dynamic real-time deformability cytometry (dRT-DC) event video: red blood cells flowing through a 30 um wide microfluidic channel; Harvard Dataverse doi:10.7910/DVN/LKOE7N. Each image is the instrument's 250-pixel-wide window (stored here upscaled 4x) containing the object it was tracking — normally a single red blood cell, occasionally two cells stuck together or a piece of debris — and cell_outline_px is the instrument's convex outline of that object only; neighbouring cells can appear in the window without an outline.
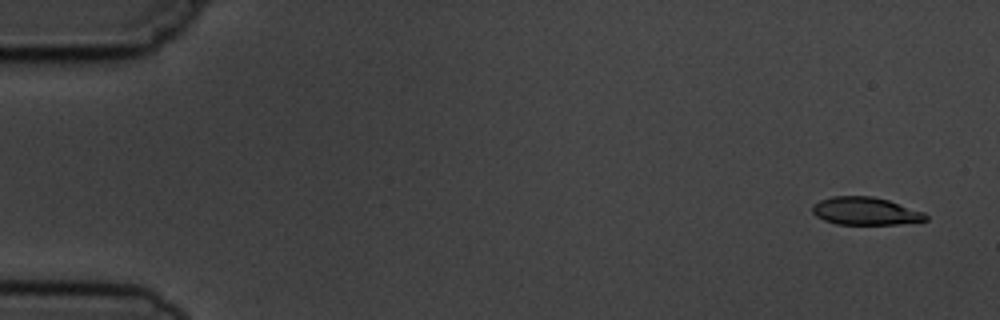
{"species": "common noctule bat (a hibernating species)", "species_latin": "Nyctalus noctula", "temperature_condition": "cold", "stored_images_in_passage": 8, "camera_frame_rate_fps": 3000, "um_per_image_px": 0.085, "animal": {"sex": "male", "body_mass_g": 19.5, "forearm_length_mm": 54.6}, "frame": {"image": 1, "passage_image": 1, "time_ms": 0.0, "image_size_px": [1000, 320], "cell_outline_px": [[928, 220], [896, 224], [836, 224], [824, 220], [816, 216], [812, 212], [812, 204], [820, 200], [832, 196], [872, 196], [888, 200], [924, 212], [928, 216]], "centroid_in_image_um": [73.54, 17.94], "position_along_channel_um": 11.5, "area_um2": 18.32}}
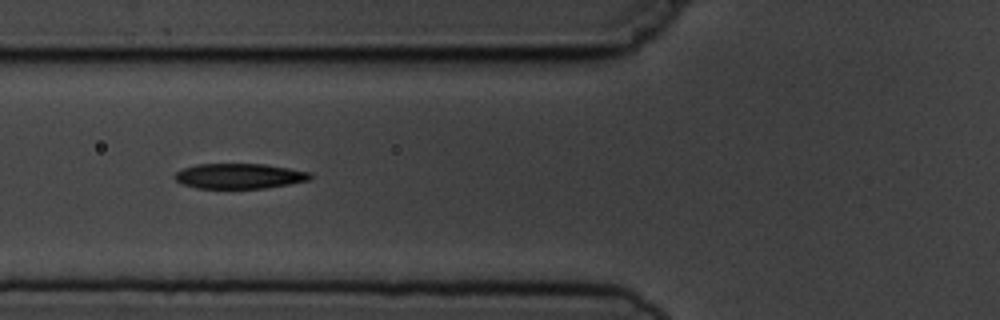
{"frame": {"image": 2, "passage_image": 6, "time_ms": 6.0, "image_size_px": [1000, 320], "cell_outline_px": [[312, 180], [264, 188], [196, 188], [180, 184], [172, 176], [176, 172], [184, 168], [196, 164], [264, 164], [312, 172]], "centroid_in_image_um": [20.34, 14.96], "position_along_channel_um": 105.5, "area_um2": 20.0}}
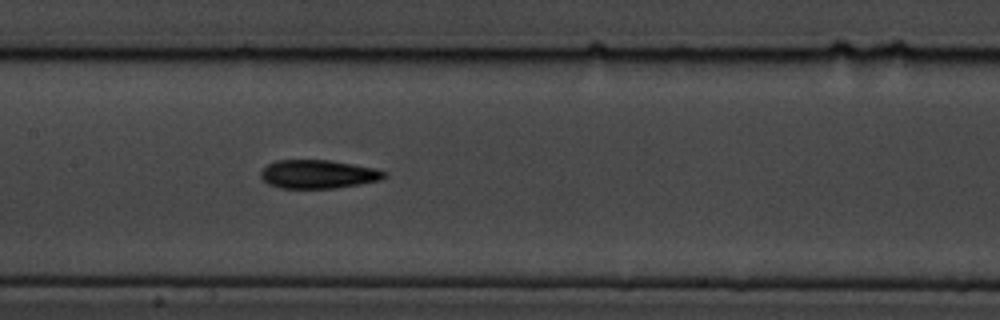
{"frame": {"image": 3, "passage_image": 8, "time_ms": 8.0, "image_size_px": [1000, 320], "cell_outline_px": [[388, 176], [380, 180], [360, 184], [336, 188], [280, 188], [268, 184], [260, 176], [260, 172], [268, 164], [276, 160], [332, 160], [372, 168], [388, 172]], "centroid_in_image_um": [27.05, 14.81], "position_along_channel_um": 180.4, "area_um2": 20.58}}